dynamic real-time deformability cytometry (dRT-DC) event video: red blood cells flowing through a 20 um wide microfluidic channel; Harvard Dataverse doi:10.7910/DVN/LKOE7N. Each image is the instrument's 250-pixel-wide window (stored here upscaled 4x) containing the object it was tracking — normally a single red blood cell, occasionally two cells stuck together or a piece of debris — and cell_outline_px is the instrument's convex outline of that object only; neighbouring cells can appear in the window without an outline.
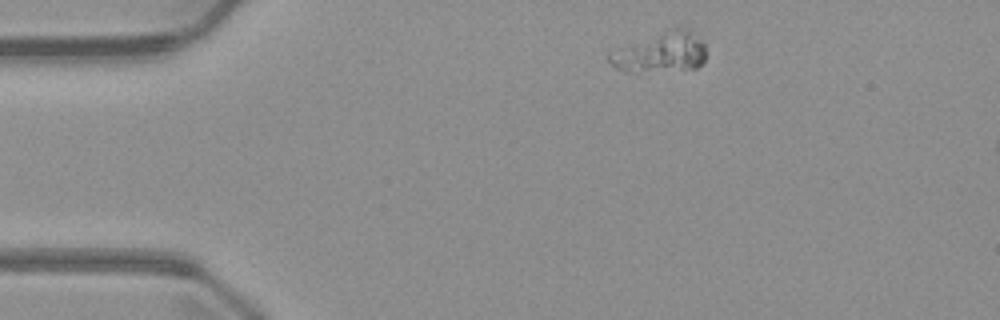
{"species": "common noctule bat (a hibernating species)", "species_latin": "Nyctalus noctula", "temperature_condition": "warm", "stored_images_in_passage": 3, "camera_frame_rate_fps": 3000, "um_per_image_px": 0.085, "animal": {"sex": "male", "body_mass_g": 23.1, "forearm_length_mm": 52.7}, "frame": {"image": 1, "passage_image": 1, "time_ms": 0.0, "image_size_px": [1000, 320], "cell_outline_px": [[704, 60], [696, 68], [628, 72], [612, 64], [608, 60], [608, 52], [676, 24], [680, 24], [688, 28], [700, 36], [704, 44]], "centroid_in_image_um": [56.19, 4.37], "position_along_channel_um": 28.8, "area_um2": 22.95}}